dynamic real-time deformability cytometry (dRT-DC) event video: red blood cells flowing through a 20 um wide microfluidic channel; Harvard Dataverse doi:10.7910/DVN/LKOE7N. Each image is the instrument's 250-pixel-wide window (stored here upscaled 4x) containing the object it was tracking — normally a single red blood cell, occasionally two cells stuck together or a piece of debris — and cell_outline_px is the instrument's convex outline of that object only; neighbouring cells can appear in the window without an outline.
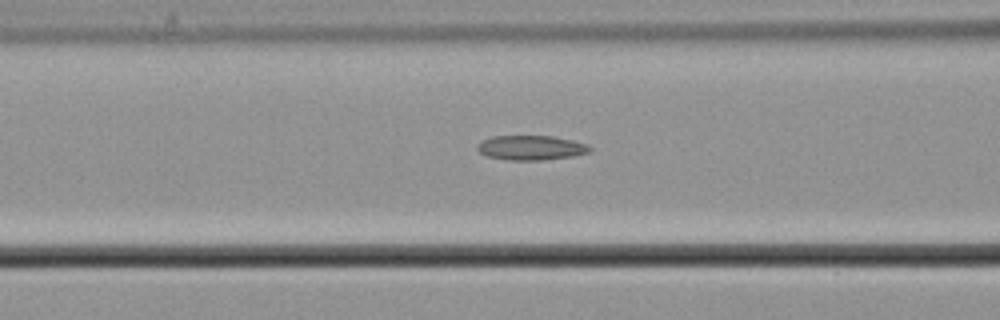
{"species": "common noctule bat (a hibernating species)", "species_latin": "Nyctalus noctula", "temperature_condition": "cold", "stored_images_in_passage": 33, "camera_frame_rate_fps": 3000, "um_per_image_px": 0.085, "animal": {"sex": "male", "body_mass_g": 21.5, "forearm_length_mm": 52.0}, "frame": {"image": 1, "passage_image": 11, "time_ms": 3.333, "image_size_px": [1000, 320], "cell_outline_px": [[592, 148], [588, 152], [572, 156], [544, 160], [508, 160], [488, 156], [480, 152], [476, 148], [476, 144], [492, 136], [552, 136], [572, 140], [588, 144]], "centroid_in_image_um": [45.13, 12.55], "position_along_channel_um": 121.5, "area_um2": 16.07}}
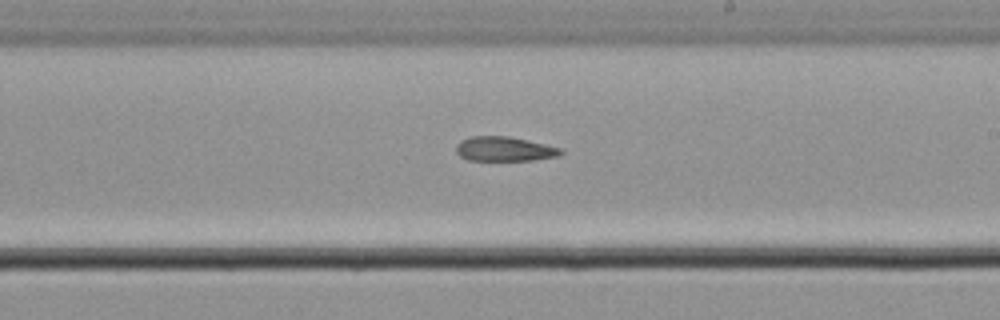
{"frame": {"image": 2, "passage_image": 21, "time_ms": 6.667, "image_size_px": [1000, 320], "cell_outline_px": [[564, 152], [560, 156], [532, 160], [468, 160], [460, 156], [456, 152], [456, 144], [460, 140], [472, 136], [508, 136], [528, 140], [564, 148]], "centroid_in_image_um": [42.91, 12.66], "position_along_channel_um": 246.1, "area_um2": 15.14}}
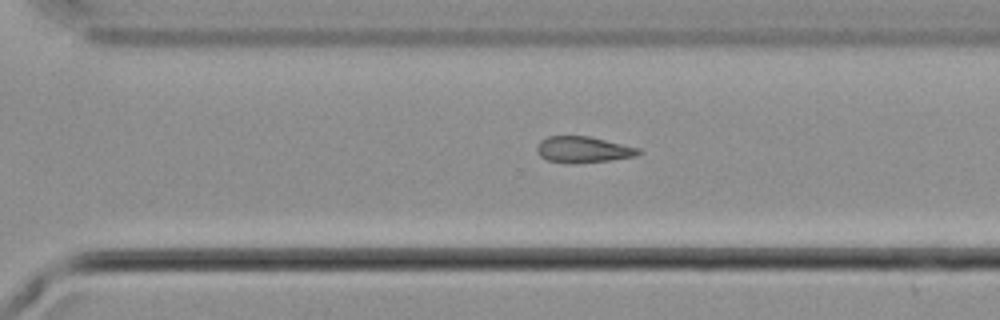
{"frame": {"image": 3, "passage_image": 27, "time_ms": 8.667, "image_size_px": [1000, 320], "cell_outline_px": [[640, 152], [636, 156], [608, 160], [572, 164], [568, 164], [548, 160], [540, 156], [536, 148], [540, 140], [548, 136], [588, 136], [640, 148]], "centroid_in_image_um": [49.54, 12.72], "position_along_channel_um": 321.1, "area_um2": 15.43}}